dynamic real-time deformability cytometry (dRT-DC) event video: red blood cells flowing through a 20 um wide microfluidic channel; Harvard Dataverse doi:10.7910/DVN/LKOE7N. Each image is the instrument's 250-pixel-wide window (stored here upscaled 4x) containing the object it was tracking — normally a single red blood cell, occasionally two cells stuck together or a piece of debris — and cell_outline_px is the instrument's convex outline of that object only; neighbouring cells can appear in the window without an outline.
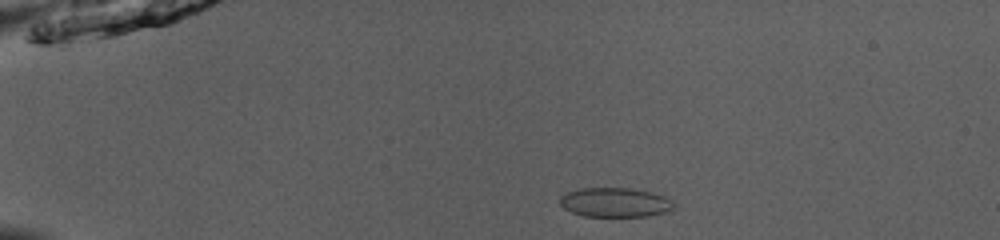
{"species": "common noctule bat (a hibernating species)", "species_latin": "Nyctalus noctula", "temperature_condition": "room temperature", "stored_images_in_passage": 46, "camera_frame_rate_fps": 3000, "um_per_image_px": 0.085, "animal": {"sex": "male", "body_mass_g": 13.0, "forearm_length_mm": 53.1}, "frame": {"image": 1, "passage_image": 5, "time_ms": 1.333, "image_size_px": [1000, 240], "cell_outline_px": [[672, 208], [664, 212], [648, 216], [584, 216], [572, 212], [564, 208], [560, 204], [560, 196], [568, 192], [580, 188], [632, 188], [664, 196], [672, 204]], "centroid_in_image_um": [52.21, 17.2], "position_along_channel_um": 32.8, "area_um2": 19.13}}
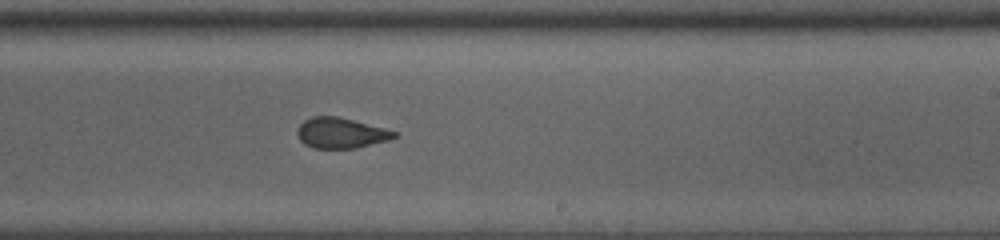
{"frame": {"image": 2, "passage_image": 27, "time_ms": 8.667, "image_size_px": [1000, 240], "cell_outline_px": [[400, 136], [388, 140], [356, 148], [312, 148], [304, 144], [300, 140], [296, 132], [300, 124], [304, 120], [312, 116], [336, 116], [400, 132]], "centroid_in_image_um": [28.99, 11.31], "position_along_channel_um": 260.0, "area_um2": 17.28}}
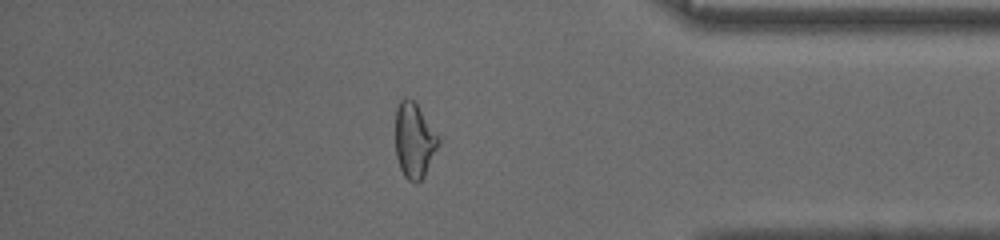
{"frame": {"image": 3, "passage_image": 39, "time_ms": 12.667, "image_size_px": [1000, 240], "cell_outline_px": [[440, 144], [424, 176], [416, 184], [408, 180], [404, 176], [400, 168], [396, 156], [396, 108], [400, 100], [404, 96], [412, 100], [416, 104], [440, 140]], "centroid_in_image_um": [35.19, 11.97], "position_along_channel_um": 400.0, "area_um2": 18.61}, "authors_computed_cell_mechanics": {"area_um2": 18.7272, "velocity_mm_per_s": 3.9568, "shape_relaxation_time_tau1_ms": 8.9938, "shape_relaxation_time_tau2_ms": 1.0376, "deformation_change_tau1": 0.1644, "deformation_change_tau2": 0.0719}}